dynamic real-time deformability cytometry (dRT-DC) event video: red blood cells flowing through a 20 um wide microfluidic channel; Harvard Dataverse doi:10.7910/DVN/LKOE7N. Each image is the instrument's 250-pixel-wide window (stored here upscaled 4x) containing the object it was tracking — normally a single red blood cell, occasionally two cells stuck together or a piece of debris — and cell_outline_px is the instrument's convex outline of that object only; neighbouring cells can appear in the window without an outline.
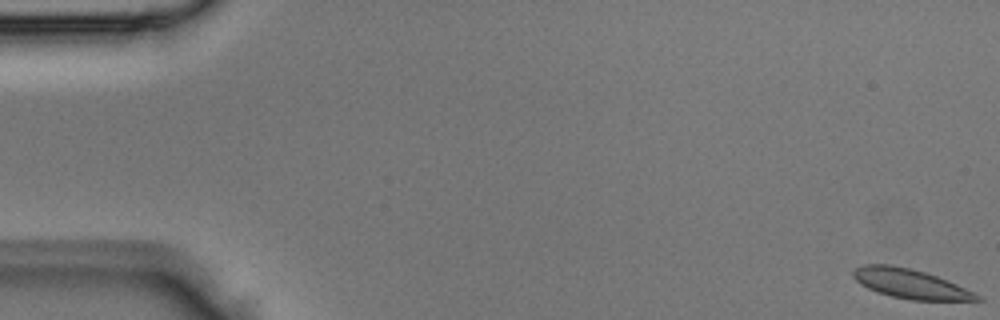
{"species": "Egyptian fruit bat (a non-hibernating species)", "species_latin": "Rousettus aegyptiacus", "temperature_condition": "room temperature", "stored_images_in_passage": 4, "camera_frame_rate_fps": 3000, "um_per_image_px": 0.085, "animal": {"sex": "male"}, "frame": {"image": 1, "passage_image": 1, "time_ms": 0.0, "image_size_px": [1000, 320], "cell_outline_px": [[984, 300], [912, 300], [892, 296], [876, 292], [860, 284], [852, 276], [852, 272], [856, 268], [864, 264], [892, 264], [924, 272], [948, 280], [980, 296]], "centroid_in_image_um": [77.33, 24.11], "position_along_channel_um": 7.7, "area_um2": 20.98}}